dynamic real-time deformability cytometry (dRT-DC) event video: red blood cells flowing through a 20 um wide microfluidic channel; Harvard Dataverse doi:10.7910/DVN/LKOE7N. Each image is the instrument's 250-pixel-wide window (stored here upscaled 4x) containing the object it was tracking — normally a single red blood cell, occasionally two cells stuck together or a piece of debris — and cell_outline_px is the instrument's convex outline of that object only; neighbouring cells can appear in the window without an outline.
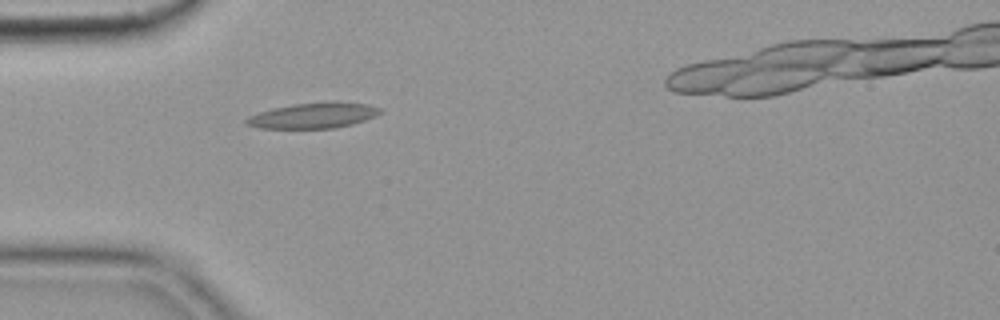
{"species": "common noctule bat (a hibernating species)", "species_latin": "Nyctalus noctula", "temperature_condition": "cold", "stored_images_in_passage": 34, "camera_frame_rate_fps": 3000, "um_per_image_px": 0.085, "animal": {"sex": "female", "body_mass_g": 19.9}, "frame": {"image": 1, "passage_image": 1, "time_ms": 0.0, "image_size_px": [1000, 320], "cell_outline_px": [[380, 112], [376, 116], [352, 124], [332, 128], [260, 128], [248, 124], [244, 120], [248, 116], [272, 108], [292, 104], [336, 100], [368, 104], [380, 108]], "centroid_in_image_um": [26.66, 9.79], "position_along_channel_um": 58.3, "area_um2": 20.0}}
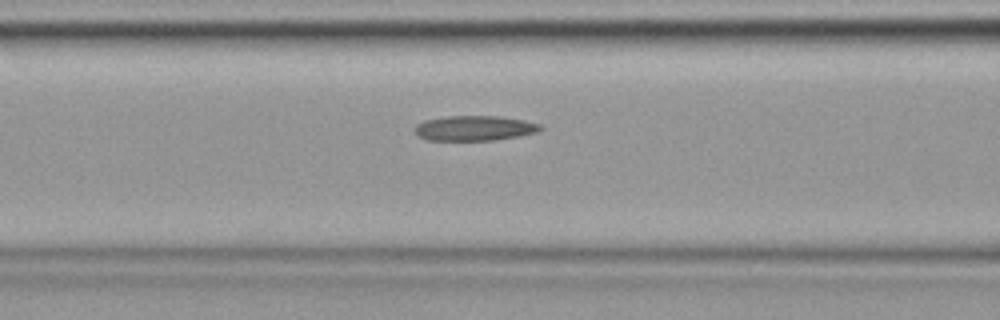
{"frame": {"image": 2, "passage_image": 7, "time_ms": 2.0, "image_size_px": [1000, 320], "cell_outline_px": [[544, 128], [540, 132], [520, 136], [492, 140], [428, 140], [420, 136], [416, 132], [416, 124], [424, 120], [448, 116], [500, 116], [524, 120], [540, 124]], "centroid_in_image_um": [40.4, 10.89], "position_along_channel_um": 126.2, "area_um2": 18.32}}
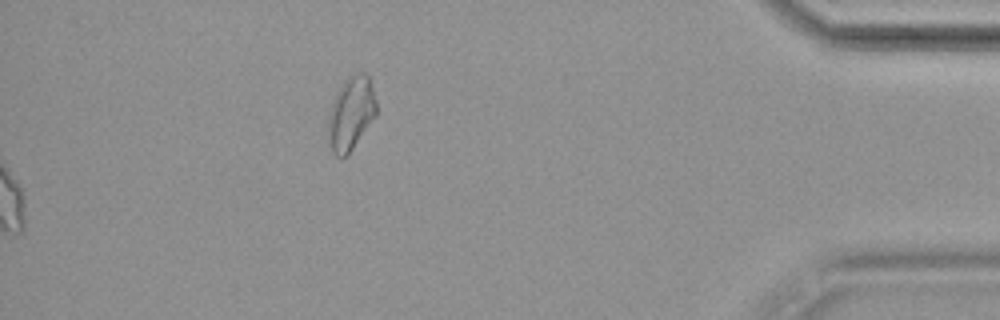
{"frame": {"image": 3, "passage_image": 34, "time_ms": 11.0, "image_size_px": [1000, 320], "cell_outline_px": [[376, 116], [352, 148], [344, 156], [336, 156], [332, 152], [328, 136], [328, 116], [332, 104], [344, 80], [356, 72], [364, 72], [368, 76], [376, 100]], "centroid_in_image_um": [29.84, 9.62], "position_along_channel_um": 405.4, "area_um2": 20.17}, "authors_computed_cell_mechanics": {"area_um2": 18.4671, "velocity_mm_per_s": 3.6084, "shape_relaxation_time_tau1_ms": null, "shape_relaxation_time_tau2_ms": 6.9247, "deformation_change_tau1": null, "deformation_change_tau2": 0.1736}}